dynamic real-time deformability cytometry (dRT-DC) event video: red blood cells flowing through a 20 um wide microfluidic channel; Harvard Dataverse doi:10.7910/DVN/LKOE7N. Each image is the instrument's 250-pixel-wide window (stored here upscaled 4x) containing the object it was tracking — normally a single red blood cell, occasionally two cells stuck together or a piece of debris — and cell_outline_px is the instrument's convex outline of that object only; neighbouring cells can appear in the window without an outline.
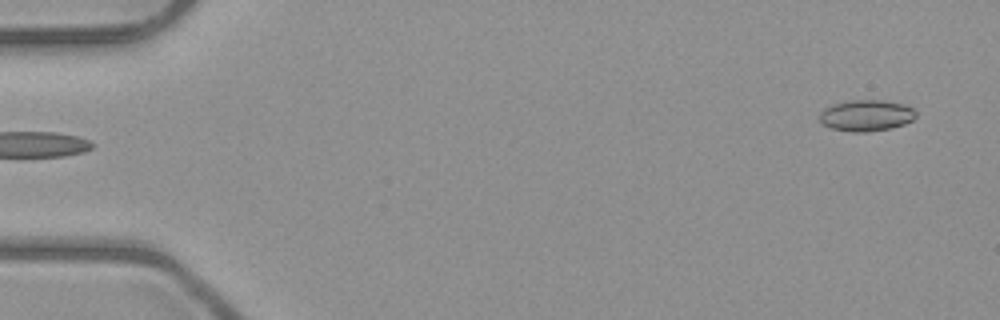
{"species": "common noctule bat (a hibernating species)", "species_latin": "Nyctalus noctula", "temperature_condition": "room temperature", "stored_images_in_passage": 4, "camera_frame_rate_fps": 3000, "um_per_image_px": 0.085, "animal": {"sex": "male", "body_mass_g": 23.1, "forearm_length_mm": 52.7}, "frame": {"image": 1, "passage_image": 4, "time_ms": 3.667, "image_size_px": [1000, 320], "cell_outline_px": [[916, 116], [912, 120], [904, 124], [892, 128], [868, 132], [852, 132], [832, 128], [824, 124], [820, 120], [820, 112], [824, 108], [832, 104], [848, 100], [884, 100], [904, 104], [912, 108], [916, 112]], "centroid_in_image_um": [73.64, 9.81], "position_along_channel_um": 11.4, "area_um2": 17.63}}